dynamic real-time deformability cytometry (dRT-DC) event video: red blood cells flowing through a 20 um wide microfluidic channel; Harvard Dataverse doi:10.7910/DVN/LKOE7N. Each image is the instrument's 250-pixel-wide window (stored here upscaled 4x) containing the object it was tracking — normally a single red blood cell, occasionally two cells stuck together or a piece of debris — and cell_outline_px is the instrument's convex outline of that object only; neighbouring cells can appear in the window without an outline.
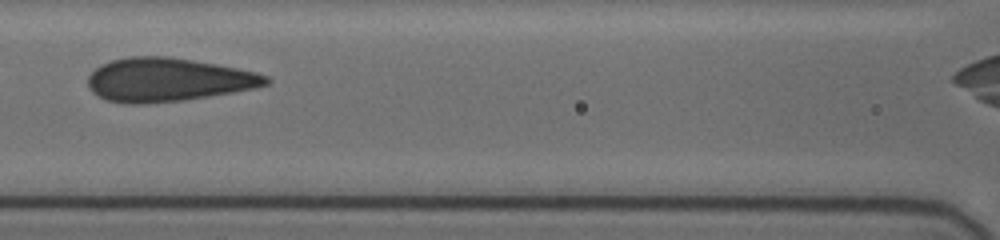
{"species": "human", "species_latin": "Homo sapiens", "temperature_condition": "cold", "stored_images_in_passage": 12, "camera_frame_rate_fps": 3000, "um_per_image_px": 0.085, "donor": {"sex": "female"}, "frame": {"image": 1, "passage_image": 4, "time_ms": 3.0, "image_size_px": [1000, 240], "cell_outline_px": [[272, 80], [268, 84], [252, 88], [232, 92], [184, 100], [144, 104], [124, 104], [108, 100], [92, 92], [88, 88], [88, 76], [100, 64], [112, 60], [128, 56], [168, 56], [216, 64], [256, 72], [268, 76]], "centroid_in_image_um": [14.24, 6.78], "position_along_channel_um": 152.4, "area_um2": 45.14}}
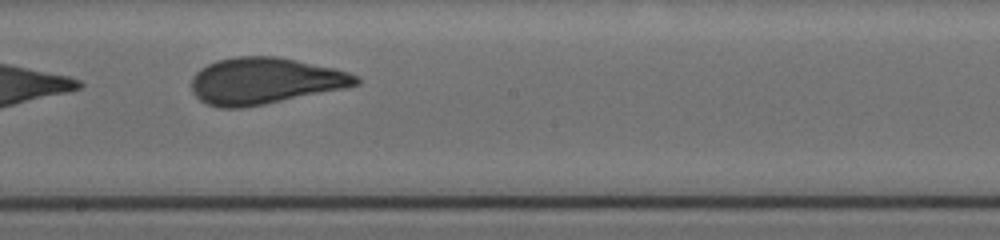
{"frame": {"image": 2, "passage_image": 6, "time_ms": 5.0, "image_size_px": [1000, 240], "cell_outline_px": [[360, 84], [344, 88], [264, 104], [240, 108], [220, 108], [208, 104], [200, 100], [192, 92], [192, 76], [200, 68], [216, 60], [236, 56], [280, 56], [332, 68], [348, 72], [356, 76], [360, 80]], "centroid_in_image_um": [22.46, 6.87], "position_along_channel_um": 225.7, "area_um2": 44.39}}
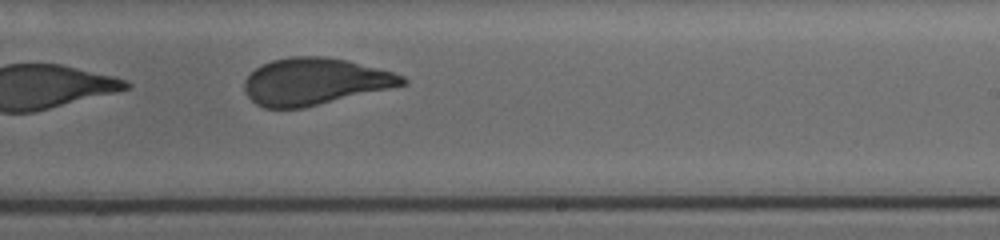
{"frame": {"image": 3, "passage_image": 7, "time_ms": 6.0, "image_size_px": [1000, 240], "cell_outline_px": [[408, 84], [300, 108], [264, 108], [256, 104], [244, 92], [244, 80], [260, 64], [272, 60], [292, 56], [324, 56], [344, 60], [392, 72], [404, 76], [408, 80]], "centroid_in_image_um": [26.71, 6.92], "position_along_channel_um": 262.3, "area_um2": 42.66}}